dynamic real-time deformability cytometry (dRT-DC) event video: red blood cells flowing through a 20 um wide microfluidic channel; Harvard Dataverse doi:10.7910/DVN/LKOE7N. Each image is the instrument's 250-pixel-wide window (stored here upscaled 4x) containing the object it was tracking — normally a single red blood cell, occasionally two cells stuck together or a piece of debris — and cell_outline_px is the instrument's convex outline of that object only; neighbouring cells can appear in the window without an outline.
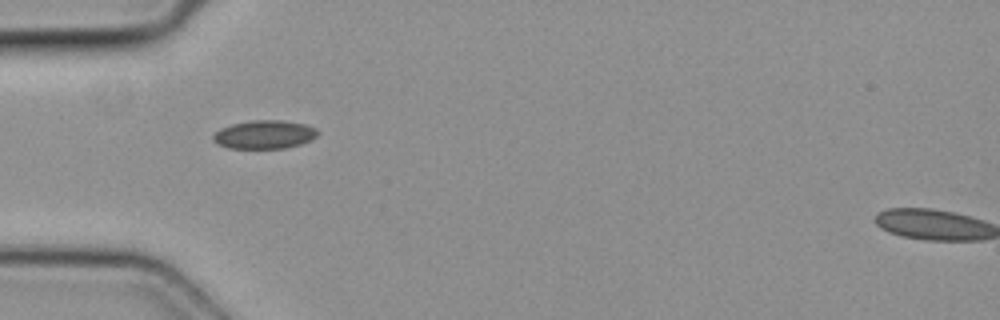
{"species": "common noctule bat (a hibernating species)", "species_latin": "Nyctalus noctula", "temperature_condition": "cold", "stored_images_in_passage": 34, "camera_frame_rate_fps": 3000, "um_per_image_px": 0.085, "animal": {"sex": "female", "body_mass_g": 19.3, "forearm_length_mm": 54.1}, "frame": {"image": 1, "passage_image": 9, "time_ms": 2.667, "image_size_px": [1000, 320], "cell_outline_px": [[320, 132], [312, 140], [300, 144], [284, 148], [228, 148], [212, 140], [212, 136], [220, 128], [232, 124], [252, 120], [280, 120], [304, 124], [316, 128]], "centroid_in_image_um": [22.49, 11.43], "position_along_channel_um": 62.5, "area_um2": 17.28}}
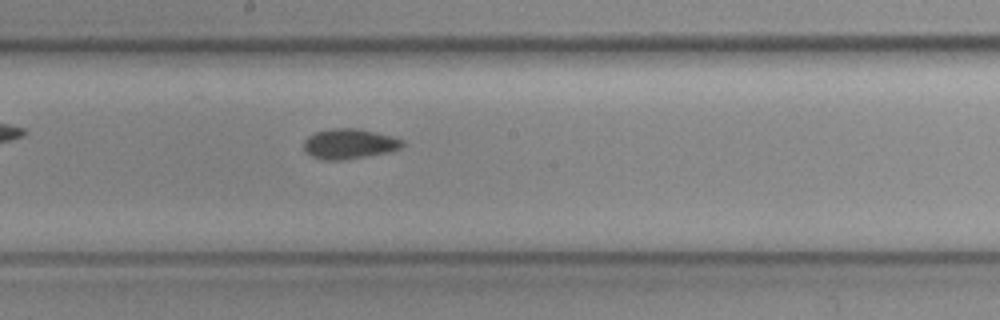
{"frame": {"image": 2, "passage_image": 20, "time_ms": 6.333, "image_size_px": [1000, 320], "cell_outline_px": [[404, 144], [400, 148], [388, 152], [340, 160], [324, 160], [312, 156], [304, 148], [304, 140], [308, 136], [316, 132], [336, 128], [356, 128], [404, 140]], "centroid_in_image_um": [29.66, 12.23], "position_along_channel_um": 218.5, "area_um2": 16.82}}
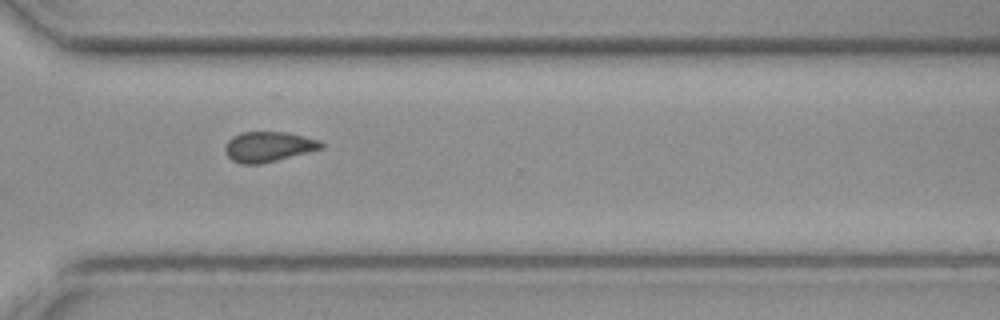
{"frame": {"image": 3, "passage_image": 29, "time_ms": 9.333, "image_size_px": [1000, 320], "cell_outline_px": [[324, 148], [260, 164], [244, 164], [232, 160], [228, 156], [224, 148], [224, 144], [232, 136], [240, 132], [288, 132], [320, 140], [324, 144]], "centroid_in_image_um": [22.81, 12.45], "position_along_channel_um": 347.8, "area_um2": 16.94}}